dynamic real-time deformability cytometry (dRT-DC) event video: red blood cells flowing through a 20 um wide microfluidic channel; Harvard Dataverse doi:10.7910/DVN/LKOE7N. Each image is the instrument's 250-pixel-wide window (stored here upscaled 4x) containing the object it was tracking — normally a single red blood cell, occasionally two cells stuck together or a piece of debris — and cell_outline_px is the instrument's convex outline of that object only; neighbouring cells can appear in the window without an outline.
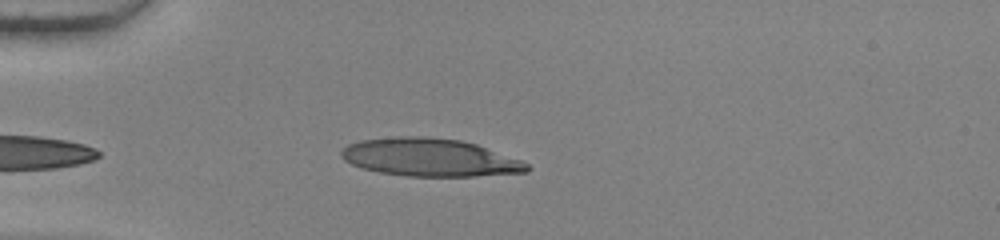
{"species": "human", "species_latin": "Homo sapiens", "temperature_condition": "warm", "stored_images_in_passage": 40, "camera_frame_rate_fps": 3000, "um_per_image_px": 0.085, "donor": {"sex": "female"}, "frame": {"image": 1, "passage_image": 2, "time_ms": 0.333, "image_size_px": [1000, 240], "cell_outline_px": [[532, 168], [528, 172], [476, 176], [408, 176], [380, 172], [360, 168], [344, 160], [340, 156], [340, 152], [348, 144], [360, 140], [396, 136], [428, 136], [460, 140], [476, 144], [520, 160], [528, 164]], "centroid_in_image_um": [36.51, 13.38], "position_along_channel_um": 48.5, "area_um2": 41.04}}
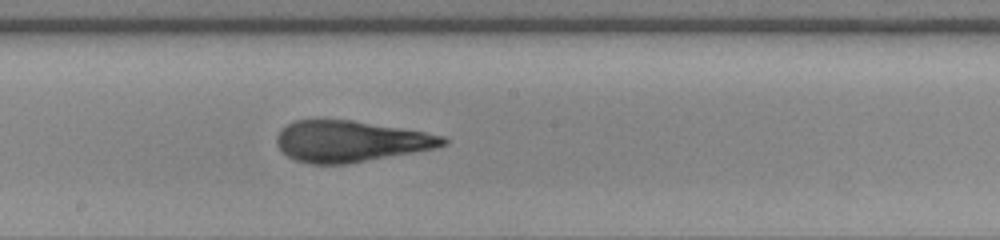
{"frame": {"image": 2, "passage_image": 17, "time_ms": 5.333, "image_size_px": [1000, 240], "cell_outline_px": [[448, 144], [436, 148], [344, 164], [312, 164], [296, 160], [288, 156], [276, 144], [276, 136], [280, 128], [296, 120], [352, 120], [424, 132], [444, 136], [448, 140]], "centroid_in_image_um": [29.77, 12.0], "position_along_channel_um": 218.4, "area_um2": 39.54}}
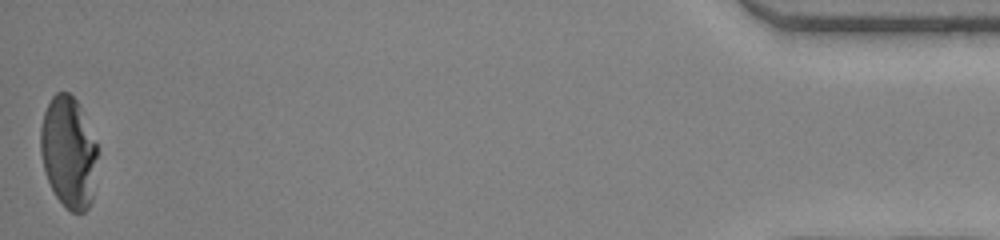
{"frame": {"image": 3, "passage_image": 40, "time_ms": 13.0, "image_size_px": [1000, 240], "cell_outline_px": [[96, 156], [92, 200], [88, 208], [84, 212], [72, 212], [56, 196], [48, 180], [44, 168], [40, 152], [40, 128], [44, 112], [52, 96], [56, 92], [68, 92], [80, 104], [96, 144]], "centroid_in_image_um": [5.81, 12.9], "position_along_channel_um": 429.4, "area_um2": 36.59}, "authors_computed_cell_mechanics": {"area_um2": 39.2173, "velocity_mm_per_s": 3.87, "shape_relaxation_time_tau1_ms": null, "shape_relaxation_time_tau2_ms": 1.104, "deformation_change_tau1": null, "deformation_change_tau2": 0.1004}}